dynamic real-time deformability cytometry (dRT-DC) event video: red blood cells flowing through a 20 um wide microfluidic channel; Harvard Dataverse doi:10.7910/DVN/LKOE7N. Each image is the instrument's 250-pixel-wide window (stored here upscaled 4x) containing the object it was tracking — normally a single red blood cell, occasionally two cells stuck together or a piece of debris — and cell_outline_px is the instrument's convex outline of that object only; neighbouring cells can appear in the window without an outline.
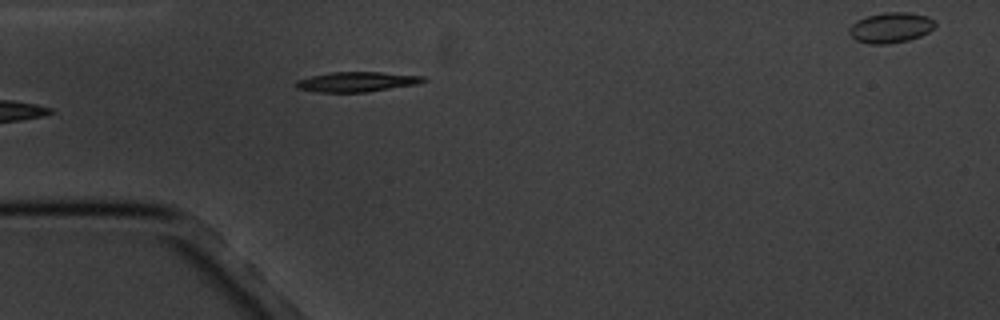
{"species": "common noctule bat (a hibernating species)", "species_latin": "Nyctalus noctula", "temperature_condition": "cold", "stored_images_in_passage": 5, "segment_of_instrument_passage": [1, 2], "camera_frame_rate_fps": 3000, "um_per_image_px": 0.085, "animal": {"sex": "male", "body_mass_g": 20.1, "forearm_length_mm": 53.5}, "frame": {"image": 1, "passage_image": 4, "time_ms": 3.667, "image_size_px": [1000, 320], "cell_outline_px": [[428, 80], [420, 84], [364, 92], [316, 92], [296, 88], [292, 84], [296, 80], [312, 76], [332, 72], [380, 72], [424, 76]], "centroid_in_image_um": [30.32, 6.95], "position_along_channel_um": 54.7, "area_um2": 14.91}}